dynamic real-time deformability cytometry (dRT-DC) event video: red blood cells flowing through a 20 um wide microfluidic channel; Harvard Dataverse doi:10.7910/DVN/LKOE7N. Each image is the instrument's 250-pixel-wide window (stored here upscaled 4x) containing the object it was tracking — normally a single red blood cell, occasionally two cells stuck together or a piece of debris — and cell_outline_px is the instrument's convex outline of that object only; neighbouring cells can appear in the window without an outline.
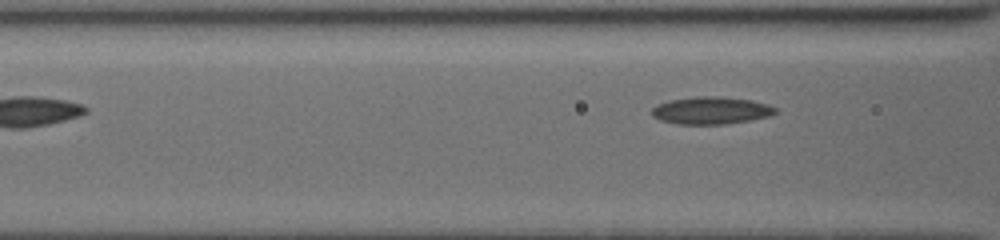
{"species": "common noctule bat (a hibernating species)", "species_latin": "Nyctalus noctula", "temperature_condition": "cold", "stored_images_in_passage": 10, "segment_of_instrument_passage": [2, 2], "camera_frame_rate_fps": 3000, "um_per_image_px": 0.085, "animal": {"sex": "female", "body_mass_g": 19.5, "forearm_length_mm": 54.1}, "frame": {"image": 1, "passage_image": 10, "time_ms": 4.667, "image_size_px": [1000, 240], "cell_outline_px": [[776, 112], [768, 116], [748, 120], [724, 124], [676, 124], [660, 120], [652, 116], [652, 108], [656, 104], [668, 100], [696, 96], [720, 96], [752, 100], [776, 108]], "centroid_in_image_um": [60.36, 9.38], "position_along_channel_um": 106.2, "area_um2": 19.65}}